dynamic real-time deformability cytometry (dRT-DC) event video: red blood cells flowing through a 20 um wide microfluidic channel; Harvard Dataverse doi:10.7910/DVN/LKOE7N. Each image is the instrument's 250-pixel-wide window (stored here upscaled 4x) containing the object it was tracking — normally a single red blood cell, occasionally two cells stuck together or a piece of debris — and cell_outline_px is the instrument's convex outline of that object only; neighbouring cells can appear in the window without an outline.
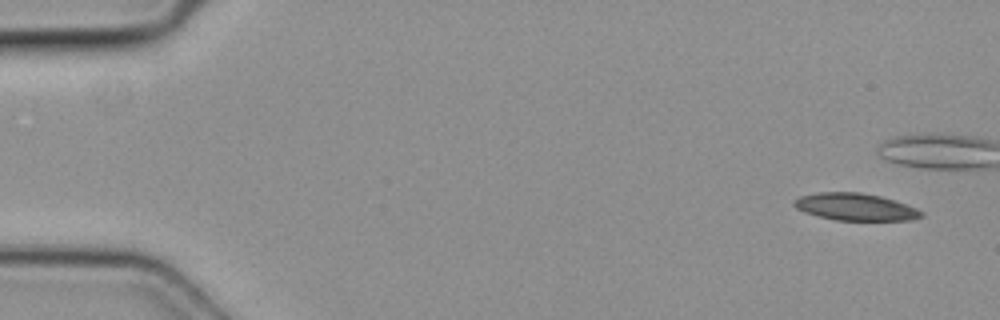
{"species": "common noctule bat (a hibernating species)", "species_latin": "Nyctalus noctula", "temperature_condition": "cold", "stored_images_in_passage": 6, "camera_frame_rate_fps": 3000, "um_per_image_px": 0.085, "animal": {"sex": "female", "body_mass_g": 19.3, "forearm_length_mm": 54.1}, "frame": {"image": 1, "passage_image": 1, "time_ms": 0.0, "image_size_px": [1000, 320], "cell_outline_px": [[924, 216], [912, 220], [836, 220], [804, 212], [796, 208], [792, 204], [792, 200], [800, 196], [816, 192], [860, 192], [880, 196], [896, 200], [916, 208], [924, 212]], "centroid_in_image_um": [72.71, 17.58], "position_along_channel_um": 12.3, "area_um2": 20.29}}